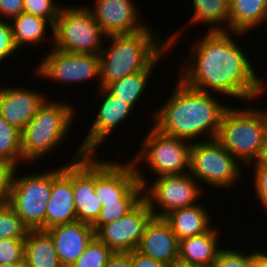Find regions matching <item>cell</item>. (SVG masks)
Here are the masks:
<instances>
[{
  "label": "cell",
  "mask_w": 267,
  "mask_h": 267,
  "mask_svg": "<svg viewBox=\"0 0 267 267\" xmlns=\"http://www.w3.org/2000/svg\"><path fill=\"white\" fill-rule=\"evenodd\" d=\"M18 48L13 39L11 24L0 19V65L10 57Z\"/></svg>",
  "instance_id": "36"
},
{
  "label": "cell",
  "mask_w": 267,
  "mask_h": 267,
  "mask_svg": "<svg viewBox=\"0 0 267 267\" xmlns=\"http://www.w3.org/2000/svg\"><path fill=\"white\" fill-rule=\"evenodd\" d=\"M52 32V47L70 53L100 54L107 37L85 5L62 6Z\"/></svg>",
  "instance_id": "6"
},
{
  "label": "cell",
  "mask_w": 267,
  "mask_h": 267,
  "mask_svg": "<svg viewBox=\"0 0 267 267\" xmlns=\"http://www.w3.org/2000/svg\"><path fill=\"white\" fill-rule=\"evenodd\" d=\"M135 169L145 192L143 198L154 217L164 218L172 211L195 205L197 198L202 195L201 185L189 173L159 176L150 185L139 166H135ZM156 207L161 211L157 212Z\"/></svg>",
  "instance_id": "9"
},
{
  "label": "cell",
  "mask_w": 267,
  "mask_h": 267,
  "mask_svg": "<svg viewBox=\"0 0 267 267\" xmlns=\"http://www.w3.org/2000/svg\"><path fill=\"white\" fill-rule=\"evenodd\" d=\"M255 168L254 182L256 197L260 200L262 207L267 210V167L261 165L258 161L253 163Z\"/></svg>",
  "instance_id": "37"
},
{
  "label": "cell",
  "mask_w": 267,
  "mask_h": 267,
  "mask_svg": "<svg viewBox=\"0 0 267 267\" xmlns=\"http://www.w3.org/2000/svg\"><path fill=\"white\" fill-rule=\"evenodd\" d=\"M214 267H253V252L244 254L243 252L233 249H220Z\"/></svg>",
  "instance_id": "33"
},
{
  "label": "cell",
  "mask_w": 267,
  "mask_h": 267,
  "mask_svg": "<svg viewBox=\"0 0 267 267\" xmlns=\"http://www.w3.org/2000/svg\"><path fill=\"white\" fill-rule=\"evenodd\" d=\"M10 21H12L10 24L14 43L19 50L24 44L38 46V44L44 43L47 37V25H50L51 29H53L52 24L47 19L27 13H21Z\"/></svg>",
  "instance_id": "26"
},
{
  "label": "cell",
  "mask_w": 267,
  "mask_h": 267,
  "mask_svg": "<svg viewBox=\"0 0 267 267\" xmlns=\"http://www.w3.org/2000/svg\"><path fill=\"white\" fill-rule=\"evenodd\" d=\"M17 165L7 160H0V206L7 204L13 187Z\"/></svg>",
  "instance_id": "35"
},
{
  "label": "cell",
  "mask_w": 267,
  "mask_h": 267,
  "mask_svg": "<svg viewBox=\"0 0 267 267\" xmlns=\"http://www.w3.org/2000/svg\"><path fill=\"white\" fill-rule=\"evenodd\" d=\"M217 230L212 227L203 234L179 240L178 263L194 267L214 266L221 249L217 244L219 239Z\"/></svg>",
  "instance_id": "21"
},
{
  "label": "cell",
  "mask_w": 267,
  "mask_h": 267,
  "mask_svg": "<svg viewBox=\"0 0 267 267\" xmlns=\"http://www.w3.org/2000/svg\"><path fill=\"white\" fill-rule=\"evenodd\" d=\"M105 267H132L131 252H112Z\"/></svg>",
  "instance_id": "40"
},
{
  "label": "cell",
  "mask_w": 267,
  "mask_h": 267,
  "mask_svg": "<svg viewBox=\"0 0 267 267\" xmlns=\"http://www.w3.org/2000/svg\"><path fill=\"white\" fill-rule=\"evenodd\" d=\"M14 176L8 204L29 230H45L47 201L51 196V171Z\"/></svg>",
  "instance_id": "10"
},
{
  "label": "cell",
  "mask_w": 267,
  "mask_h": 267,
  "mask_svg": "<svg viewBox=\"0 0 267 267\" xmlns=\"http://www.w3.org/2000/svg\"><path fill=\"white\" fill-rule=\"evenodd\" d=\"M141 144L130 159L134 166L145 161L158 177L189 173L191 142L161 133L152 126Z\"/></svg>",
  "instance_id": "7"
},
{
  "label": "cell",
  "mask_w": 267,
  "mask_h": 267,
  "mask_svg": "<svg viewBox=\"0 0 267 267\" xmlns=\"http://www.w3.org/2000/svg\"><path fill=\"white\" fill-rule=\"evenodd\" d=\"M229 106L216 140L244 166L257 162L267 139V111Z\"/></svg>",
  "instance_id": "4"
},
{
  "label": "cell",
  "mask_w": 267,
  "mask_h": 267,
  "mask_svg": "<svg viewBox=\"0 0 267 267\" xmlns=\"http://www.w3.org/2000/svg\"><path fill=\"white\" fill-rule=\"evenodd\" d=\"M170 267H194V266H189V265H184V264H181V263H176Z\"/></svg>",
  "instance_id": "44"
},
{
  "label": "cell",
  "mask_w": 267,
  "mask_h": 267,
  "mask_svg": "<svg viewBox=\"0 0 267 267\" xmlns=\"http://www.w3.org/2000/svg\"><path fill=\"white\" fill-rule=\"evenodd\" d=\"M230 33L245 35L208 30L205 37L192 46L191 59L188 58L189 63L179 71L178 78L200 91L240 100H258L267 91L266 82L257 76L254 65L247 58L249 55L236 44Z\"/></svg>",
  "instance_id": "1"
},
{
  "label": "cell",
  "mask_w": 267,
  "mask_h": 267,
  "mask_svg": "<svg viewBox=\"0 0 267 267\" xmlns=\"http://www.w3.org/2000/svg\"><path fill=\"white\" fill-rule=\"evenodd\" d=\"M25 267H62L53 239L46 230H29L25 239Z\"/></svg>",
  "instance_id": "24"
},
{
  "label": "cell",
  "mask_w": 267,
  "mask_h": 267,
  "mask_svg": "<svg viewBox=\"0 0 267 267\" xmlns=\"http://www.w3.org/2000/svg\"><path fill=\"white\" fill-rule=\"evenodd\" d=\"M104 98L100 109L95 116L87 137L81 142L80 147L85 154H96L98 146L104 143L107 136L131 115L132 107L117 97L111 95L105 88H98Z\"/></svg>",
  "instance_id": "17"
},
{
  "label": "cell",
  "mask_w": 267,
  "mask_h": 267,
  "mask_svg": "<svg viewBox=\"0 0 267 267\" xmlns=\"http://www.w3.org/2000/svg\"><path fill=\"white\" fill-rule=\"evenodd\" d=\"M112 252L94 236L83 253L70 267H105Z\"/></svg>",
  "instance_id": "31"
},
{
  "label": "cell",
  "mask_w": 267,
  "mask_h": 267,
  "mask_svg": "<svg viewBox=\"0 0 267 267\" xmlns=\"http://www.w3.org/2000/svg\"><path fill=\"white\" fill-rule=\"evenodd\" d=\"M28 231L29 229L8 203L0 206V240L26 239Z\"/></svg>",
  "instance_id": "30"
},
{
  "label": "cell",
  "mask_w": 267,
  "mask_h": 267,
  "mask_svg": "<svg viewBox=\"0 0 267 267\" xmlns=\"http://www.w3.org/2000/svg\"><path fill=\"white\" fill-rule=\"evenodd\" d=\"M95 154L73 161V195L77 221L93 224L102 208L95 194Z\"/></svg>",
  "instance_id": "15"
},
{
  "label": "cell",
  "mask_w": 267,
  "mask_h": 267,
  "mask_svg": "<svg viewBox=\"0 0 267 267\" xmlns=\"http://www.w3.org/2000/svg\"><path fill=\"white\" fill-rule=\"evenodd\" d=\"M95 154V194L103 206L118 203L139 181L133 162H111Z\"/></svg>",
  "instance_id": "14"
},
{
  "label": "cell",
  "mask_w": 267,
  "mask_h": 267,
  "mask_svg": "<svg viewBox=\"0 0 267 267\" xmlns=\"http://www.w3.org/2000/svg\"><path fill=\"white\" fill-rule=\"evenodd\" d=\"M23 2L24 0H0V18L9 21L23 13Z\"/></svg>",
  "instance_id": "38"
},
{
  "label": "cell",
  "mask_w": 267,
  "mask_h": 267,
  "mask_svg": "<svg viewBox=\"0 0 267 267\" xmlns=\"http://www.w3.org/2000/svg\"><path fill=\"white\" fill-rule=\"evenodd\" d=\"M85 155L82 148L78 147L69 163L51 171V196L47 201L45 230L77 221L73 195V161Z\"/></svg>",
  "instance_id": "13"
},
{
  "label": "cell",
  "mask_w": 267,
  "mask_h": 267,
  "mask_svg": "<svg viewBox=\"0 0 267 267\" xmlns=\"http://www.w3.org/2000/svg\"><path fill=\"white\" fill-rule=\"evenodd\" d=\"M216 139L191 143L189 174L215 188H231L240 179L241 165Z\"/></svg>",
  "instance_id": "8"
},
{
  "label": "cell",
  "mask_w": 267,
  "mask_h": 267,
  "mask_svg": "<svg viewBox=\"0 0 267 267\" xmlns=\"http://www.w3.org/2000/svg\"><path fill=\"white\" fill-rule=\"evenodd\" d=\"M176 83L170 99L152 113L153 127L191 143L201 135L206 136V140L216 139L222 116L229 106L219 103L220 97L215 99L213 93L191 88L179 78Z\"/></svg>",
  "instance_id": "2"
},
{
  "label": "cell",
  "mask_w": 267,
  "mask_h": 267,
  "mask_svg": "<svg viewBox=\"0 0 267 267\" xmlns=\"http://www.w3.org/2000/svg\"><path fill=\"white\" fill-rule=\"evenodd\" d=\"M136 250L168 267L179 260V240L164 218L149 221Z\"/></svg>",
  "instance_id": "19"
},
{
  "label": "cell",
  "mask_w": 267,
  "mask_h": 267,
  "mask_svg": "<svg viewBox=\"0 0 267 267\" xmlns=\"http://www.w3.org/2000/svg\"><path fill=\"white\" fill-rule=\"evenodd\" d=\"M67 104L56 99H46L21 131L22 161H26V164L47 156L46 154L56 149L66 134H69L75 109L70 103Z\"/></svg>",
  "instance_id": "5"
},
{
  "label": "cell",
  "mask_w": 267,
  "mask_h": 267,
  "mask_svg": "<svg viewBox=\"0 0 267 267\" xmlns=\"http://www.w3.org/2000/svg\"><path fill=\"white\" fill-rule=\"evenodd\" d=\"M0 160L22 164L21 131L0 115Z\"/></svg>",
  "instance_id": "29"
},
{
  "label": "cell",
  "mask_w": 267,
  "mask_h": 267,
  "mask_svg": "<svg viewBox=\"0 0 267 267\" xmlns=\"http://www.w3.org/2000/svg\"><path fill=\"white\" fill-rule=\"evenodd\" d=\"M192 1L194 10L188 22L191 24L204 23L207 25L211 23L212 27L211 29L209 28V31H229V0Z\"/></svg>",
  "instance_id": "27"
},
{
  "label": "cell",
  "mask_w": 267,
  "mask_h": 267,
  "mask_svg": "<svg viewBox=\"0 0 267 267\" xmlns=\"http://www.w3.org/2000/svg\"><path fill=\"white\" fill-rule=\"evenodd\" d=\"M46 231L53 239L62 267H70L95 236L92 225L80 221L53 226Z\"/></svg>",
  "instance_id": "20"
},
{
  "label": "cell",
  "mask_w": 267,
  "mask_h": 267,
  "mask_svg": "<svg viewBox=\"0 0 267 267\" xmlns=\"http://www.w3.org/2000/svg\"><path fill=\"white\" fill-rule=\"evenodd\" d=\"M267 21V0H229V31L247 33Z\"/></svg>",
  "instance_id": "23"
},
{
  "label": "cell",
  "mask_w": 267,
  "mask_h": 267,
  "mask_svg": "<svg viewBox=\"0 0 267 267\" xmlns=\"http://www.w3.org/2000/svg\"><path fill=\"white\" fill-rule=\"evenodd\" d=\"M41 63L37 65L36 74L62 83L83 82L100 77L99 54L70 53L51 47Z\"/></svg>",
  "instance_id": "11"
},
{
  "label": "cell",
  "mask_w": 267,
  "mask_h": 267,
  "mask_svg": "<svg viewBox=\"0 0 267 267\" xmlns=\"http://www.w3.org/2000/svg\"><path fill=\"white\" fill-rule=\"evenodd\" d=\"M93 18L107 35L132 34L147 26L140 22L139 12L133 0H96Z\"/></svg>",
  "instance_id": "16"
},
{
  "label": "cell",
  "mask_w": 267,
  "mask_h": 267,
  "mask_svg": "<svg viewBox=\"0 0 267 267\" xmlns=\"http://www.w3.org/2000/svg\"><path fill=\"white\" fill-rule=\"evenodd\" d=\"M204 206L197 204L170 212L164 220L170 225L178 240L209 231L211 215Z\"/></svg>",
  "instance_id": "22"
},
{
  "label": "cell",
  "mask_w": 267,
  "mask_h": 267,
  "mask_svg": "<svg viewBox=\"0 0 267 267\" xmlns=\"http://www.w3.org/2000/svg\"><path fill=\"white\" fill-rule=\"evenodd\" d=\"M178 34L180 35V32L166 37L167 40H161L157 38L158 33H153L147 26L136 33L107 36L106 39L112 40V43L109 44L110 48L103 47L99 54V88H105L127 75L148 69L174 46Z\"/></svg>",
  "instance_id": "3"
},
{
  "label": "cell",
  "mask_w": 267,
  "mask_h": 267,
  "mask_svg": "<svg viewBox=\"0 0 267 267\" xmlns=\"http://www.w3.org/2000/svg\"><path fill=\"white\" fill-rule=\"evenodd\" d=\"M253 267H267V251L253 252Z\"/></svg>",
  "instance_id": "41"
},
{
  "label": "cell",
  "mask_w": 267,
  "mask_h": 267,
  "mask_svg": "<svg viewBox=\"0 0 267 267\" xmlns=\"http://www.w3.org/2000/svg\"><path fill=\"white\" fill-rule=\"evenodd\" d=\"M44 93L27 88L0 87V115L22 131L48 98Z\"/></svg>",
  "instance_id": "18"
},
{
  "label": "cell",
  "mask_w": 267,
  "mask_h": 267,
  "mask_svg": "<svg viewBox=\"0 0 267 267\" xmlns=\"http://www.w3.org/2000/svg\"><path fill=\"white\" fill-rule=\"evenodd\" d=\"M142 198L128 213L95 231V236L113 252H131L138 247L146 225L153 218Z\"/></svg>",
  "instance_id": "12"
},
{
  "label": "cell",
  "mask_w": 267,
  "mask_h": 267,
  "mask_svg": "<svg viewBox=\"0 0 267 267\" xmlns=\"http://www.w3.org/2000/svg\"><path fill=\"white\" fill-rule=\"evenodd\" d=\"M258 162L261 165H263L264 167H267V139H266L265 145L263 147V151L261 153V156H260Z\"/></svg>",
  "instance_id": "42"
},
{
  "label": "cell",
  "mask_w": 267,
  "mask_h": 267,
  "mask_svg": "<svg viewBox=\"0 0 267 267\" xmlns=\"http://www.w3.org/2000/svg\"><path fill=\"white\" fill-rule=\"evenodd\" d=\"M25 239L0 240V264L24 263Z\"/></svg>",
  "instance_id": "34"
},
{
  "label": "cell",
  "mask_w": 267,
  "mask_h": 267,
  "mask_svg": "<svg viewBox=\"0 0 267 267\" xmlns=\"http://www.w3.org/2000/svg\"><path fill=\"white\" fill-rule=\"evenodd\" d=\"M0 267H25V263H4V264H0Z\"/></svg>",
  "instance_id": "43"
},
{
  "label": "cell",
  "mask_w": 267,
  "mask_h": 267,
  "mask_svg": "<svg viewBox=\"0 0 267 267\" xmlns=\"http://www.w3.org/2000/svg\"><path fill=\"white\" fill-rule=\"evenodd\" d=\"M162 56L159 57L148 69L138 71L133 74L127 75L121 80H117L108 84L105 89L113 96L129 104L133 109L139 99L143 96L145 88L151 74L154 72V67L158 65Z\"/></svg>",
  "instance_id": "25"
},
{
  "label": "cell",
  "mask_w": 267,
  "mask_h": 267,
  "mask_svg": "<svg viewBox=\"0 0 267 267\" xmlns=\"http://www.w3.org/2000/svg\"><path fill=\"white\" fill-rule=\"evenodd\" d=\"M54 0H24L23 13L47 19L52 26L57 19L61 5H56Z\"/></svg>",
  "instance_id": "32"
},
{
  "label": "cell",
  "mask_w": 267,
  "mask_h": 267,
  "mask_svg": "<svg viewBox=\"0 0 267 267\" xmlns=\"http://www.w3.org/2000/svg\"><path fill=\"white\" fill-rule=\"evenodd\" d=\"M141 194H143V185L138 182L118 203L105 204L97 220L92 224L94 231L104 224L125 216L143 198Z\"/></svg>",
  "instance_id": "28"
},
{
  "label": "cell",
  "mask_w": 267,
  "mask_h": 267,
  "mask_svg": "<svg viewBox=\"0 0 267 267\" xmlns=\"http://www.w3.org/2000/svg\"><path fill=\"white\" fill-rule=\"evenodd\" d=\"M131 264L132 267H168L164 263L140 253L136 249L131 251Z\"/></svg>",
  "instance_id": "39"
}]
</instances>
